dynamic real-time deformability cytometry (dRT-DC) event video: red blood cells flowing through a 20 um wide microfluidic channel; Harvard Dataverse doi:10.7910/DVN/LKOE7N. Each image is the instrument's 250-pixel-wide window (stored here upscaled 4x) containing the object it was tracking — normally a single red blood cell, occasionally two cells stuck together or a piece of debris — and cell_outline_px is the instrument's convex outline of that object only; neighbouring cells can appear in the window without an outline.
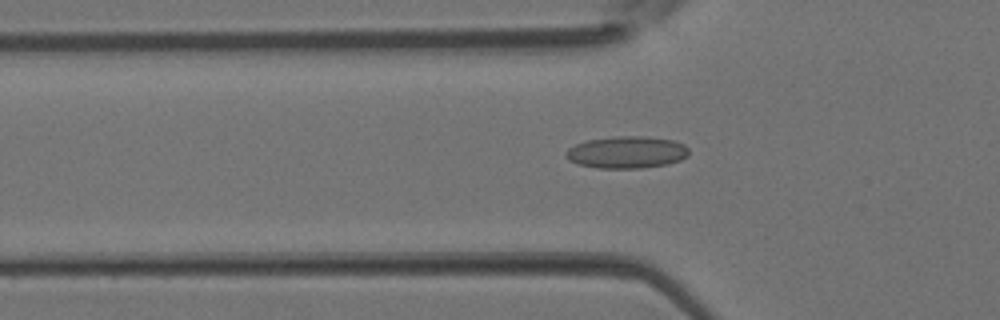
{"species": "Egyptian fruit bat (a non-hibernating species)", "species_latin": "Rousettus aegyptiacus", "temperature_condition": "room temperature", "stored_images_in_passage": 29, "camera_frame_rate_fps": 3000, "um_per_image_px": 0.085, "animal": {"sex": "female"}, "frame": {"image": 1, "passage_image": 3, "time_ms": 0.667, "image_size_px": [1000, 320], "cell_outline_px": [[688, 156], [680, 160], [668, 164], [640, 168], [596, 168], [580, 164], [568, 160], [564, 156], [564, 152], [568, 148], [576, 144], [588, 140], [616, 136], [648, 136], [672, 140], [684, 144], [688, 148]], "centroid_in_image_um": [53.26, 12.94], "position_along_channel_um": 72.5, "area_um2": 23.06}}
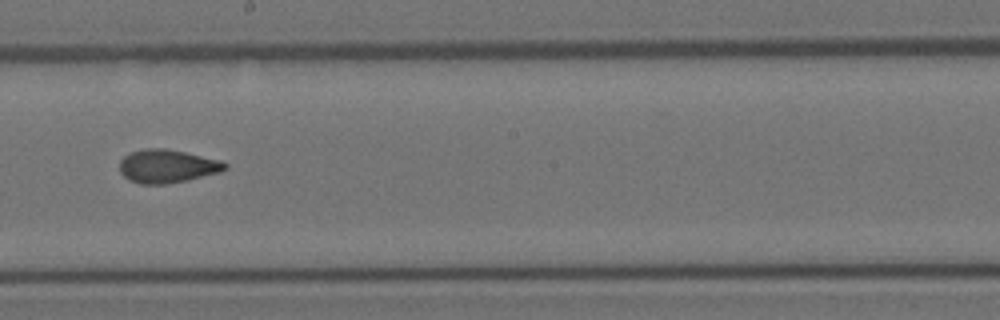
{"frame": {"image": 2, "passage_image": 13, "time_ms": 4.0, "image_size_px": [1000, 320], "cell_outline_px": [[228, 168], [220, 172], [188, 180], [168, 184], [140, 184], [128, 180], [120, 172], [120, 160], [124, 156], [132, 152], [144, 148], [164, 148], [184, 152], [220, 160], [228, 164]], "centroid_in_image_um": [14.21, 14.13], "position_along_channel_um": 234.0, "area_um2": 20.52}}
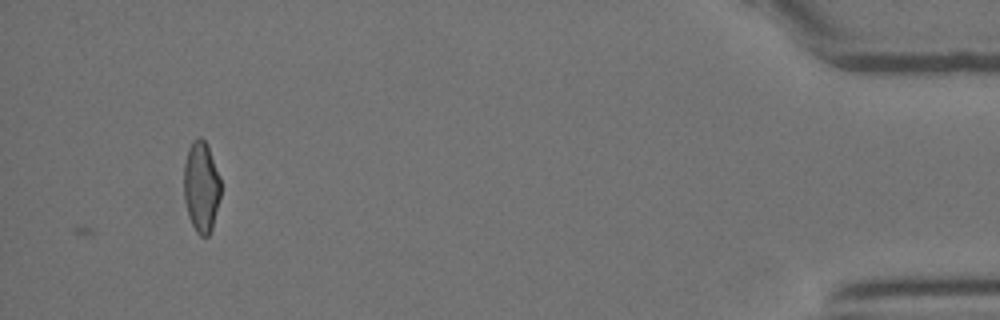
{"frame": {"image": 3, "passage_image": 29, "time_ms": 9.333, "image_size_px": [1000, 320], "cell_outline_px": [[220, 196], [212, 228], [208, 236], [200, 236], [196, 232], [188, 216], [184, 200], [184, 164], [188, 148], [192, 140], [196, 136], [200, 136], [208, 144], [220, 180]], "centroid_in_image_um": [17.09, 15.85], "position_along_channel_um": 418.1, "area_um2": 19.59}}